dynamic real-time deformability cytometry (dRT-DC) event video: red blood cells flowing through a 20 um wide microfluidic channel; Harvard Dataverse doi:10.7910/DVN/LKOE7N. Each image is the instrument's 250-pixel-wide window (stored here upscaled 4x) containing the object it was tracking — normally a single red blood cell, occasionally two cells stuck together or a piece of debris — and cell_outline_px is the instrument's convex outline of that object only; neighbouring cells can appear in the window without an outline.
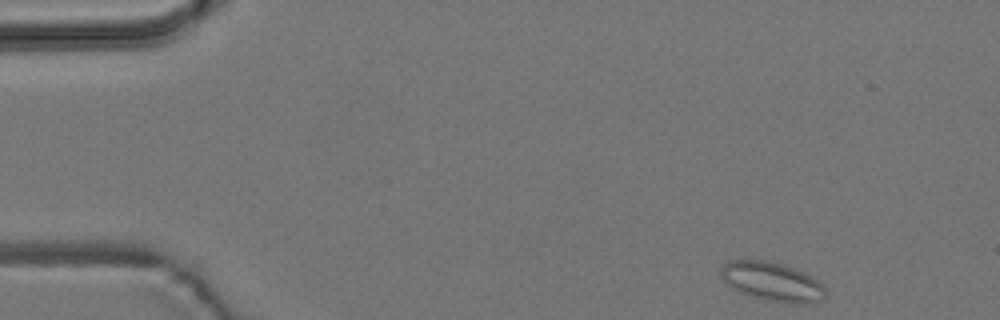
{"species": "common noctule bat (a hibernating species)", "species_latin": "Nyctalus noctula", "temperature_condition": "room temperature", "stored_images_in_passage": 4, "camera_frame_rate_fps": 3000, "um_per_image_px": 0.085, "animal": {"sex": "male", "body_mass_g": 19.2, "forearm_length_mm": 51.8}, "frame": {"image": 1, "passage_image": 1, "time_ms": 0.0, "image_size_px": [1000, 320], "cell_outline_px": [[828, 292], [824, 300], [808, 304], [788, 304], [768, 300], [740, 292], [728, 284], [720, 276], [720, 268], [728, 260], [764, 260], [796, 268], [816, 280]], "centroid_in_image_um": [65.66, 23.95], "position_along_channel_um": 19.3, "area_um2": 23.76}}
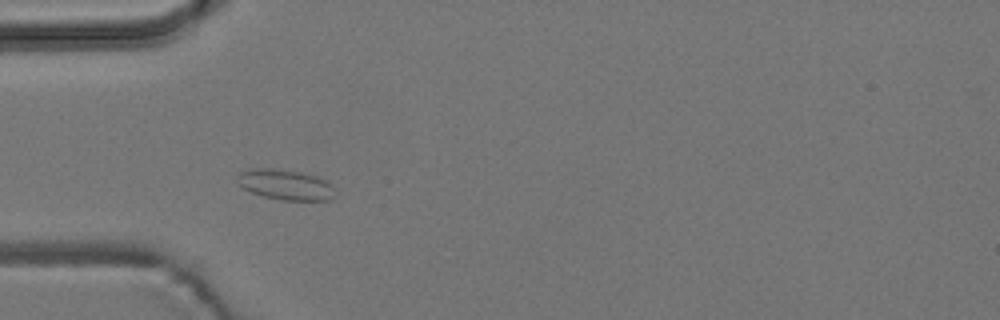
{"frame": {"image": 2, "passage_image": 4, "time_ms": 3.667, "image_size_px": [1000, 320], "cell_outline_px": [[332, 200], [280, 200], [264, 196], [252, 192], [236, 184], [236, 176], [240, 172], [248, 168], [276, 168], [300, 172], [316, 176], [332, 184]], "centroid_in_image_um": [24.19, 15.68], "position_along_channel_um": 60.8, "area_um2": 17.34}}